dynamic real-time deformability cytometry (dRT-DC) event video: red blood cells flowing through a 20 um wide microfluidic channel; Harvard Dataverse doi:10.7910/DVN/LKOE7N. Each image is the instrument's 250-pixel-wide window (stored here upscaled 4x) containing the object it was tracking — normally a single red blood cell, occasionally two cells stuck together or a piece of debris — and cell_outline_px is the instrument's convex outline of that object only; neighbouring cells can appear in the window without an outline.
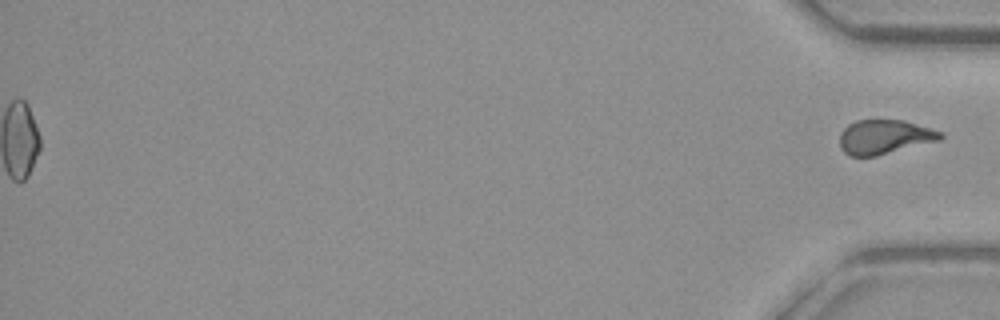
{"species": "common noctule bat (a hibernating species)", "species_latin": "Nyctalus noctula", "temperature_condition": "warm", "stored_images_in_passage": 40, "segment_of_instrument_passage": [2, 2], "camera_frame_rate_fps": 3000, "um_per_image_px": 0.085, "animal": {"sex": "female", "body_mass_g": 29.2, "forearm_length_mm": 56.3}, "frame": {"image": 1, "passage_image": 40, "time_ms": 13.0, "image_size_px": [1000, 320], "cell_outline_px": [[944, 136], [940, 140], [876, 156], [848, 156], [840, 148], [840, 132], [848, 124], [856, 120], [904, 120], [932, 128], [944, 132]], "centroid_in_image_um": [75.19, 11.63], "position_along_channel_um": 360.0, "area_um2": 20.35}}